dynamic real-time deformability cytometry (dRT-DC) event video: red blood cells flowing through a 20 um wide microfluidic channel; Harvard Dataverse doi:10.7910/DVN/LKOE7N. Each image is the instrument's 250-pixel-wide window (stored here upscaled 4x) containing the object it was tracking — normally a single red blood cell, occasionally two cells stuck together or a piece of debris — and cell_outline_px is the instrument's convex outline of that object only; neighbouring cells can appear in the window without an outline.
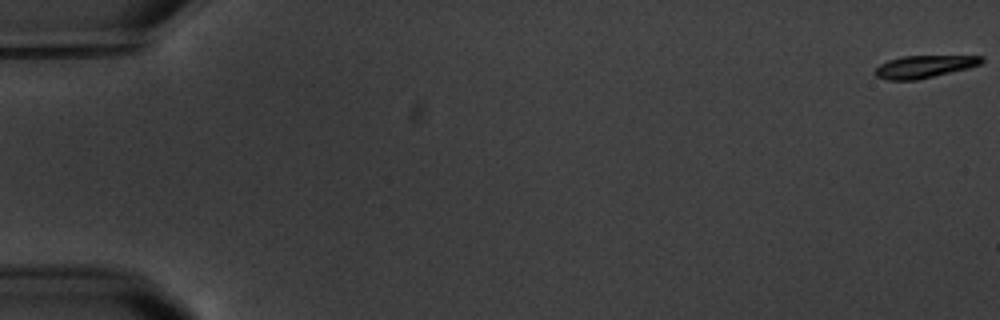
{"species": "common noctule bat (a hibernating species)", "species_latin": "Nyctalus noctula", "temperature_condition": "warm", "stored_images_in_passage": 6, "camera_frame_rate_fps": 3000, "um_per_image_px": 0.085, "animal": {"sex": "male", "body_mass_g": 20.1, "forearm_length_mm": 53.5}, "frame": {"image": 1, "passage_image": 1, "time_ms": 0.0, "image_size_px": [1000, 320], "cell_outline_px": [[984, 60], [980, 64], [968, 68], [916, 80], [888, 80], [876, 76], [872, 72], [880, 64], [888, 60], [904, 56], [984, 56]], "centroid_in_image_um": [78.52, 5.66], "position_along_channel_um": 6.5, "area_um2": 13.81}}
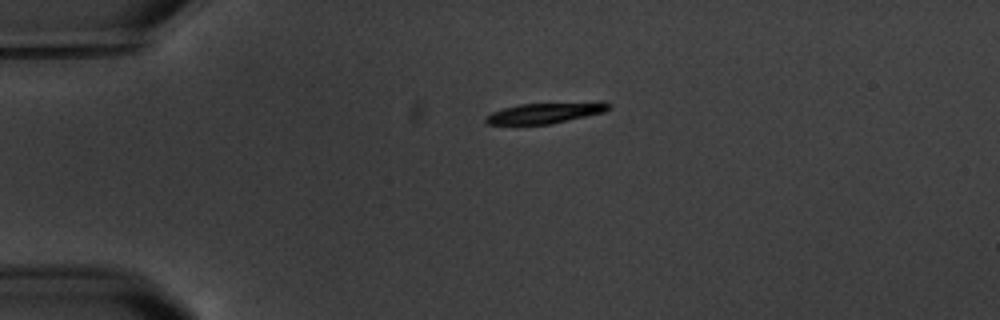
{"frame": {"image": 2, "passage_image": 5, "time_ms": 4.667, "image_size_px": [1000, 320], "cell_outline_px": [[612, 108], [604, 112], [548, 124], [488, 124], [484, 120], [484, 116], [492, 112], [504, 108], [520, 104], [596, 100], [604, 100], [612, 104]], "centroid_in_image_um": [46.46, 9.55], "position_along_channel_um": 38.5, "area_um2": 15.32}}